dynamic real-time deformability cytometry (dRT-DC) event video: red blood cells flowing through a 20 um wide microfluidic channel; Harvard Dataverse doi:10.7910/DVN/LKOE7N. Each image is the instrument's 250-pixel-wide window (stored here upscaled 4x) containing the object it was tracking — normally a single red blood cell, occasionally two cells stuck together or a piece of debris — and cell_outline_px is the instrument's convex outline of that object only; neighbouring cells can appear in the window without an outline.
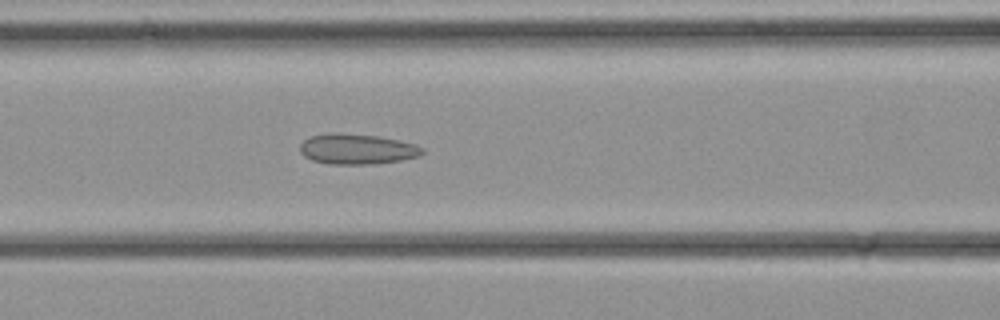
{"species": "common noctule bat (a hibernating species)", "species_latin": "Nyctalus noctula", "temperature_condition": "cold", "stored_images_in_passage": 35, "camera_frame_rate_fps": 3000, "um_per_image_px": 0.085, "animal": {"sex": "female", "body_mass_g": 21.9}, "frame": {"image": 1, "passage_image": 14, "time_ms": 4.333, "image_size_px": [1000, 320], "cell_outline_px": [[424, 152], [420, 156], [400, 160], [372, 164], [328, 164], [312, 160], [304, 156], [300, 152], [300, 144], [304, 140], [312, 136], [332, 132], [376, 136], [400, 140], [416, 144], [424, 148]], "centroid_in_image_um": [30.36, 12.67], "position_along_channel_um": 136.2, "area_um2": 21.68}}
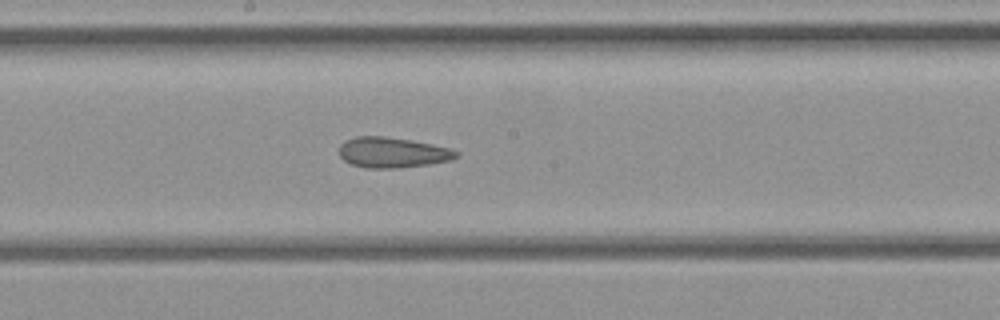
{"frame": {"image": 2, "passage_image": 18, "time_ms": 5.667, "image_size_px": [1000, 320], "cell_outline_px": [[460, 156], [452, 160], [428, 164], [396, 168], [368, 168], [352, 164], [344, 160], [340, 156], [340, 144], [344, 140], [356, 136], [384, 136], [412, 140], [452, 148], [460, 152]], "centroid_in_image_um": [33.4, 12.95], "position_along_channel_um": 214.8, "area_um2": 20.92}}
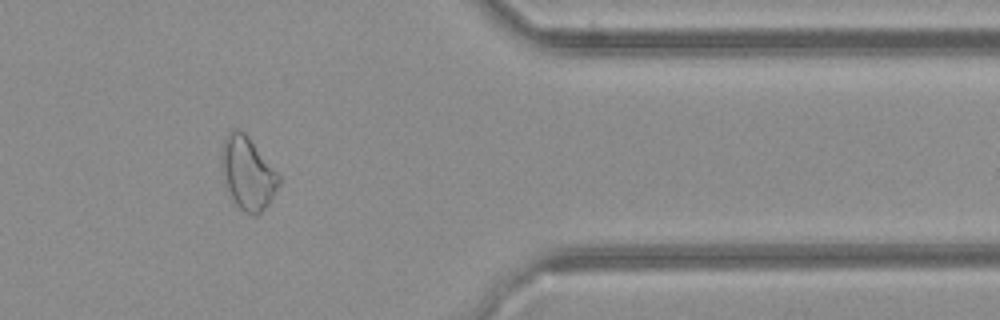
{"frame": {"image": 3, "passage_image": 28, "time_ms": 9.0, "image_size_px": [1000, 320], "cell_outline_px": [[280, 184], [268, 204], [256, 216], [252, 216], [244, 212], [236, 204], [224, 180], [220, 168], [220, 152], [224, 140], [228, 132], [232, 128], [240, 128], [248, 136], [280, 176]], "centroid_in_image_um": [21.03, 14.69], "position_along_channel_um": 390.4, "area_um2": 24.33}}